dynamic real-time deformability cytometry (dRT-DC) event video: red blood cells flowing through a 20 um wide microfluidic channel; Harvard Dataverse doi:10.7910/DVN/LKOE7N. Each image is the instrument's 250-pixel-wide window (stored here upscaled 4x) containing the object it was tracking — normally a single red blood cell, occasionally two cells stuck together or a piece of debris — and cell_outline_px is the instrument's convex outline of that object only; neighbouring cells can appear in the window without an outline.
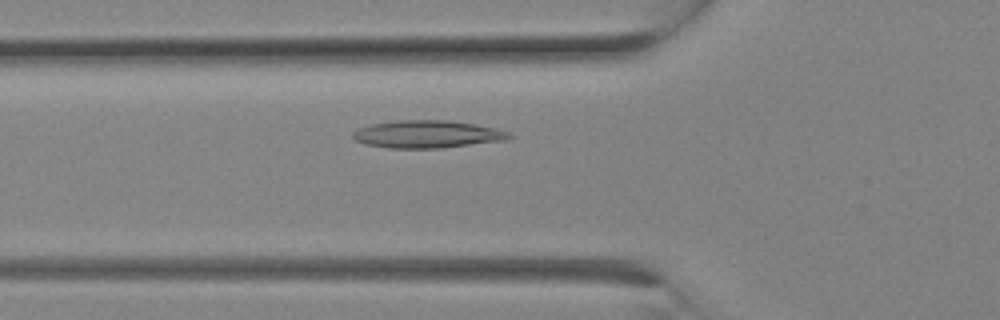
{"species": "Egyptian fruit bat (a non-hibernating species)", "species_latin": "Rousettus aegyptiacus", "temperature_condition": "room temperature", "stored_images_in_passage": 12, "camera_frame_rate_fps": 3000, "um_per_image_px": 0.085, "animal": {"sex": "female"}, "frame": {"image": 1, "passage_image": 7, "time_ms": 2.0, "image_size_px": [1000, 320], "cell_outline_px": [[512, 136], [504, 140], [440, 148], [388, 148], [368, 144], [356, 140], [352, 136], [352, 132], [360, 128], [372, 124], [396, 120], [448, 120], [472, 124], [492, 128], [508, 132]], "centroid_in_image_um": [36.27, 11.4], "position_along_channel_um": 89.5, "area_um2": 24.62}}
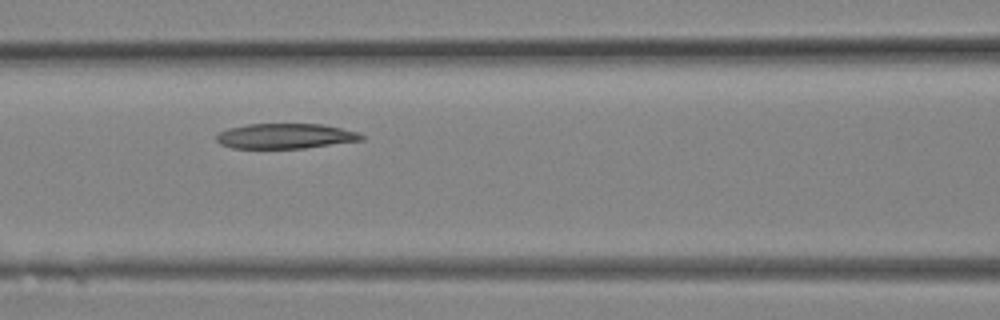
{"frame": {"image": 2, "passage_image": 9, "time_ms": 2.667, "image_size_px": [1000, 320], "cell_outline_px": [[364, 140], [304, 148], [232, 148], [220, 144], [216, 140], [216, 136], [220, 132], [228, 128], [248, 124], [324, 124], [360, 132], [364, 136]], "centroid_in_image_um": [24.29, 11.56], "position_along_channel_um": 142.3, "area_um2": 21.33}}
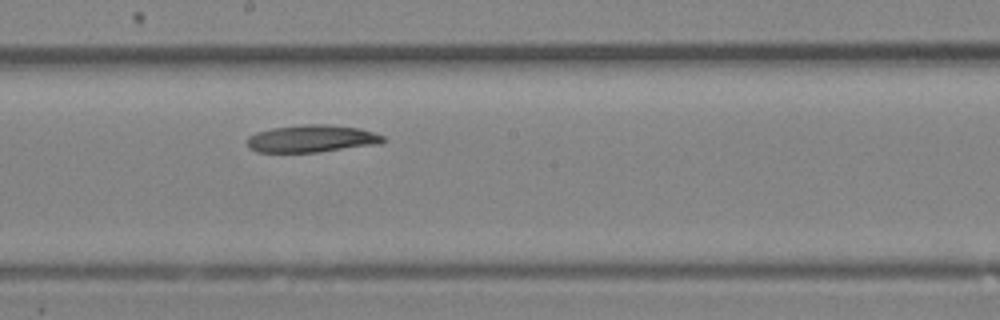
{"frame": {"image": 3, "passage_image": 12, "time_ms": 3.667, "image_size_px": [1000, 320], "cell_outline_px": [[384, 140], [380, 144], [316, 152], [256, 152], [248, 148], [248, 136], [256, 132], [272, 128], [304, 124], [328, 124], [360, 128], [384, 136]], "centroid_in_image_um": [26.48, 11.78], "position_along_channel_um": 221.7, "area_um2": 21.68}}